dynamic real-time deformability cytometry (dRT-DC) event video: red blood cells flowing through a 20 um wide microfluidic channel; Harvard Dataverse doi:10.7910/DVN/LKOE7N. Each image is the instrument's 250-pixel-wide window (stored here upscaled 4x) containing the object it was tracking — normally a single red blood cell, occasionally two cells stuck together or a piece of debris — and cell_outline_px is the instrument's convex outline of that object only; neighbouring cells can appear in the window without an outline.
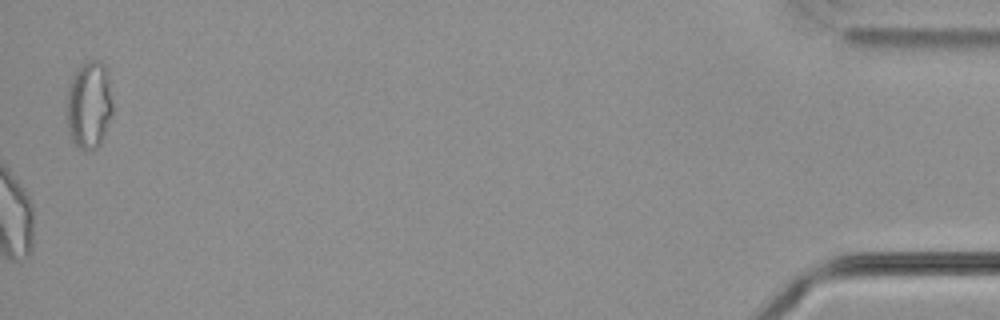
{"species": "common noctule bat (a hibernating species)", "species_latin": "Nyctalus noctula", "temperature_condition": "cold", "stored_images_in_passage": 56, "camera_frame_rate_fps": 3000, "um_per_image_px": 0.085, "animal": {"sex": "male", "body_mass_g": 21.5, "forearm_length_mm": 52.0}, "frame": {"image": 1, "passage_image": 56, "time_ms": 18.333, "image_size_px": [1000, 320], "cell_outline_px": [[116, 108], [100, 144], [96, 148], [84, 152], [72, 140], [68, 132], [68, 84], [76, 68], [80, 64], [88, 60], [100, 60], [108, 68]], "centroid_in_image_um": [7.64, 8.86], "position_along_channel_um": 427.6, "area_um2": 24.51}, "authors_computed_cell_mechanics": {"area_um2": 26.7036, "velocity_mm_per_s": 3.626, "shape_relaxation_time_tau1_ms": null, "shape_relaxation_time_tau2_ms": 8.5095, "deformation_change_tau1": null, "deformation_change_tau2": 0.1447}}